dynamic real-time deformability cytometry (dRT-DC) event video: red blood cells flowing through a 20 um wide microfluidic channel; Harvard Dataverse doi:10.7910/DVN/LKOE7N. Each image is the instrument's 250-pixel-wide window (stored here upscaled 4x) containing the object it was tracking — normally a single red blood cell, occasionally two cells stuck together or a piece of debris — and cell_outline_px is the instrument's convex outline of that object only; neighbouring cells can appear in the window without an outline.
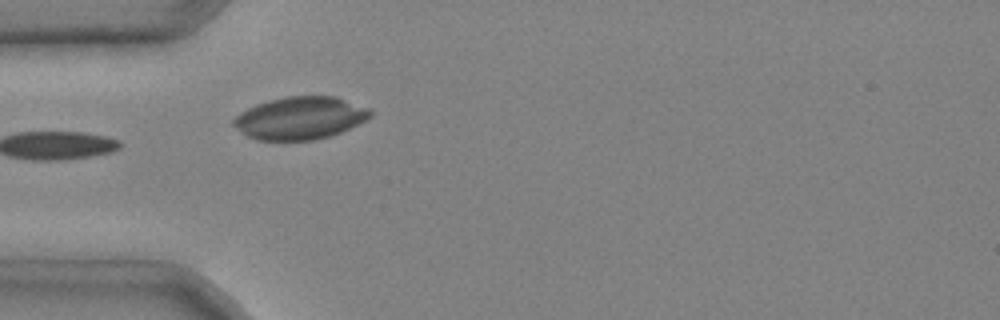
{"species": "common noctule bat (a hibernating species)", "species_latin": "Nyctalus noctula", "temperature_condition": "cold", "stored_images_in_passage": 5, "camera_frame_rate_fps": 3000, "um_per_image_px": 0.085, "animal": {"sex": "male", "body_mass_g": 20.4}, "frame": {"image": 1, "passage_image": 4, "time_ms": 1.0, "image_size_px": [1000, 320], "cell_outline_px": [[372, 116], [340, 132], [328, 136], [312, 140], [256, 140], [248, 136], [232, 124], [232, 120], [240, 112], [256, 104], [288, 96], [336, 96], [368, 108], [372, 112]], "centroid_in_image_um": [25.49, 10.03], "position_along_channel_um": 59.5, "area_um2": 33.52}}